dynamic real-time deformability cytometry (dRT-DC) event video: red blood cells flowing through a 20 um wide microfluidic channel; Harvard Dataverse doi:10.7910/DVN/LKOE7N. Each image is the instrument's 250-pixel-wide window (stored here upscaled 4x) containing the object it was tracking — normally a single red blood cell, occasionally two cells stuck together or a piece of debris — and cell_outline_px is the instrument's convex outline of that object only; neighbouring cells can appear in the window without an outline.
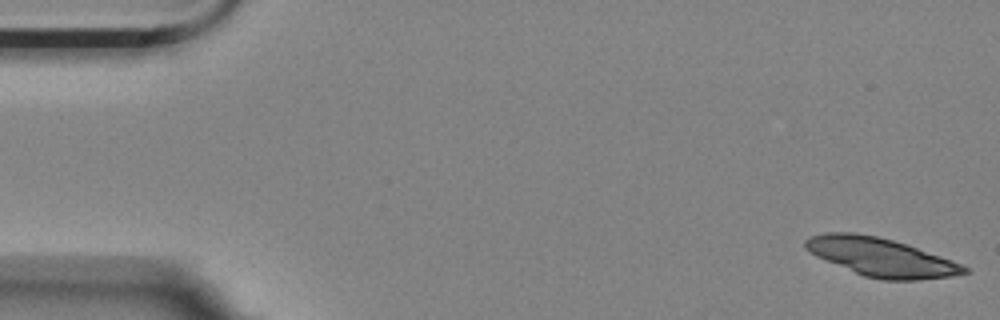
{"species": "Egyptian fruit bat (a non-hibernating species)", "species_latin": "Rousettus aegyptiacus", "temperature_condition": "room temperature", "stored_images_in_passage": 5, "camera_frame_rate_fps": 3000, "um_per_image_px": 0.085, "animal": {"sex": "female"}, "frame": {"image": 1, "passage_image": 1, "time_ms": 0.0, "image_size_px": [1000, 320], "cell_outline_px": [[968, 272], [952, 276], [920, 280], [880, 280], [864, 276], [816, 256], [808, 252], [804, 248], [804, 240], [808, 236], [824, 232], [856, 232], [876, 236], [892, 240], [952, 260], [968, 268]], "centroid_in_image_um": [74.82, 21.85], "position_along_channel_um": 10.2, "area_um2": 35.37}}